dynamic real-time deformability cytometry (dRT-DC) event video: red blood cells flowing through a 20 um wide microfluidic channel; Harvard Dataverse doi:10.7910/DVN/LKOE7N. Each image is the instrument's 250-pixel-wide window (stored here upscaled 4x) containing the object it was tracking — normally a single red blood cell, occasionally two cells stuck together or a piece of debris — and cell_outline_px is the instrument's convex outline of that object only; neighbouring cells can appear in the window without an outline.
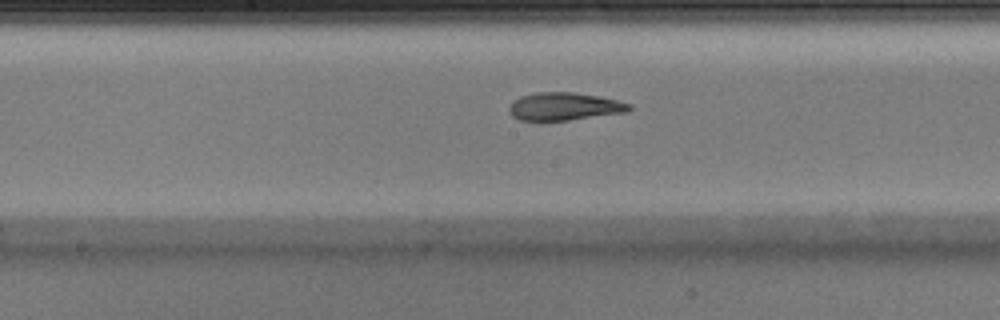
{"species": "Egyptian fruit bat (a non-hibernating species)", "species_latin": "Rousettus aegyptiacus", "temperature_condition": "warm", "stored_images_in_passage": 24, "camera_frame_rate_fps": 3000, "um_per_image_px": 0.085, "animal": {"sex": "male"}, "frame": {"image": 1, "passage_image": 11, "time_ms": 3.333, "image_size_px": [1000, 320], "cell_outline_px": [[632, 108], [628, 112], [568, 120], [520, 120], [512, 116], [508, 112], [508, 108], [520, 96], [536, 92], [572, 92], [600, 96], [632, 104]], "centroid_in_image_um": [47.99, 9.04], "position_along_channel_um": 200.2, "area_um2": 19.42}}
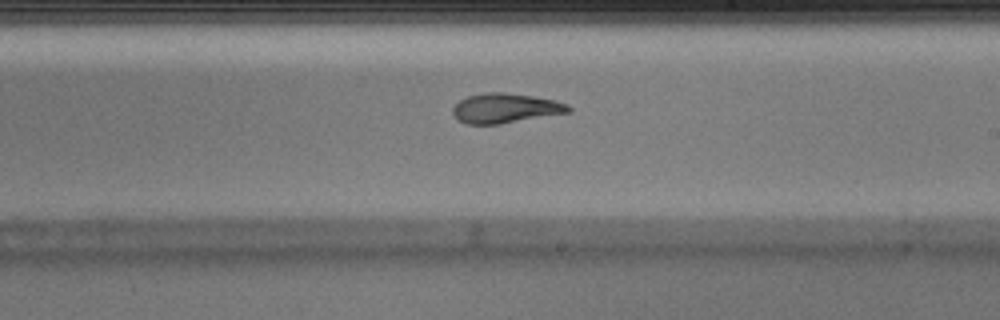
{"frame": {"image": 2, "passage_image": 14, "time_ms": 4.333, "image_size_px": [1000, 320], "cell_outline_px": [[572, 112], [500, 124], [468, 124], [460, 120], [452, 112], [452, 108], [460, 100], [468, 96], [484, 92], [504, 92], [532, 96], [556, 100], [568, 104], [572, 108]], "centroid_in_image_um": [43.0, 9.19], "position_along_channel_um": 246.0, "area_um2": 20.06}}